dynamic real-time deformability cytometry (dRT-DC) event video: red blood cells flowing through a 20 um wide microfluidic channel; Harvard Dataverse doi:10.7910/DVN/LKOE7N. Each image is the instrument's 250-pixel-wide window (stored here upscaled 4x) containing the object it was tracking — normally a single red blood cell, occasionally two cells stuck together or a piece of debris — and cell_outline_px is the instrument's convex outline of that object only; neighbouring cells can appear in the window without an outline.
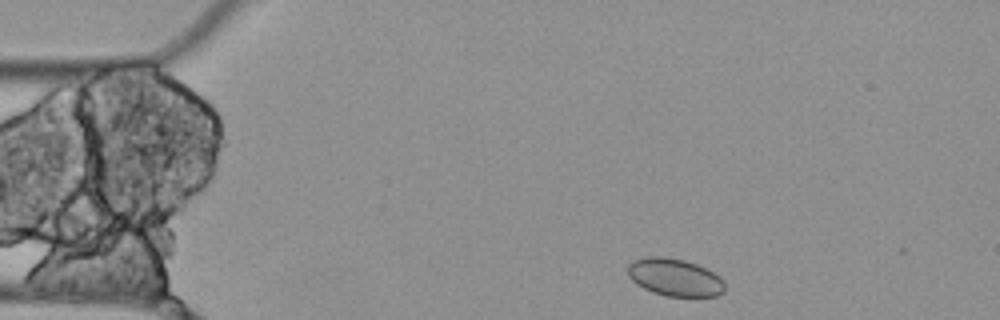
{"species": "Egyptian fruit bat (a non-hibernating species)", "species_latin": "Rousettus aegyptiacus", "temperature_condition": "cold", "stored_images_in_passage": 5, "camera_frame_rate_fps": 3000, "um_per_image_px": 0.085, "animal": {"sex": "female"}, "frame": {"image": 1, "passage_image": 1, "time_ms": 0.0, "image_size_px": [1000, 320], "cell_outline_px": [[724, 292], [716, 296], [664, 296], [652, 292], [636, 284], [628, 276], [628, 264], [632, 260], [644, 256], [664, 256], [684, 260], [696, 264], [720, 276], [724, 284]], "centroid_in_image_um": [57.31, 23.56], "position_along_channel_um": 27.7, "area_um2": 21.33}}
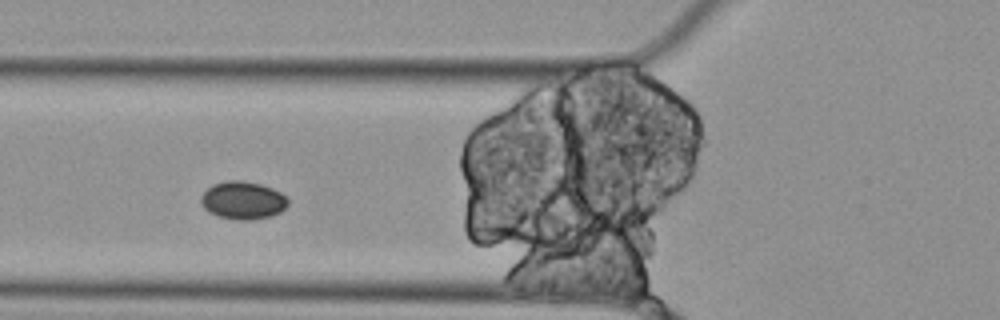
{"frame": {"image": 2, "passage_image": 4, "time_ms": 1.0, "image_size_px": [1000, 320], "cell_outline_px": [[288, 204], [280, 212], [272, 216], [252, 220], [236, 220], [216, 216], [208, 212], [200, 204], [200, 196], [212, 184], [228, 180], [240, 180], [260, 184], [272, 188], [280, 192], [288, 200]], "centroid_in_image_um": [20.61, 17.04], "position_along_channel_um": 105.2, "area_um2": 19.36}}
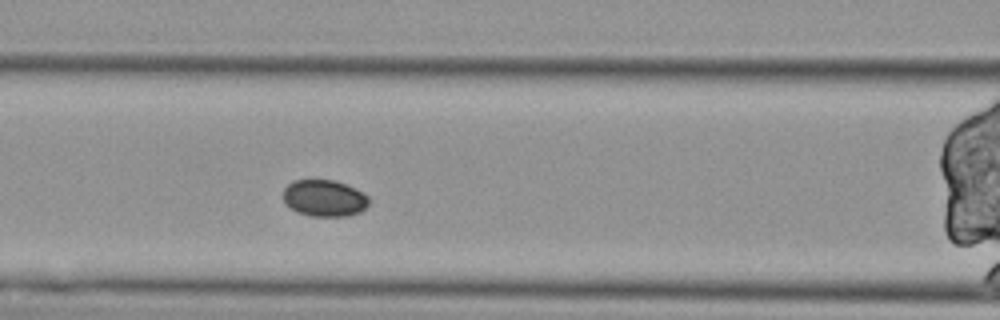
{"frame": {"image": 3, "passage_image": 5, "time_ms": 1.333, "image_size_px": [1000, 320], "cell_outline_px": [[368, 204], [360, 212], [348, 216], [312, 216], [296, 212], [284, 204], [284, 188], [292, 180], [332, 180], [344, 184], [368, 196]], "centroid_in_image_um": [27.52, 16.86], "position_along_channel_um": 139.1, "area_um2": 18.15}}